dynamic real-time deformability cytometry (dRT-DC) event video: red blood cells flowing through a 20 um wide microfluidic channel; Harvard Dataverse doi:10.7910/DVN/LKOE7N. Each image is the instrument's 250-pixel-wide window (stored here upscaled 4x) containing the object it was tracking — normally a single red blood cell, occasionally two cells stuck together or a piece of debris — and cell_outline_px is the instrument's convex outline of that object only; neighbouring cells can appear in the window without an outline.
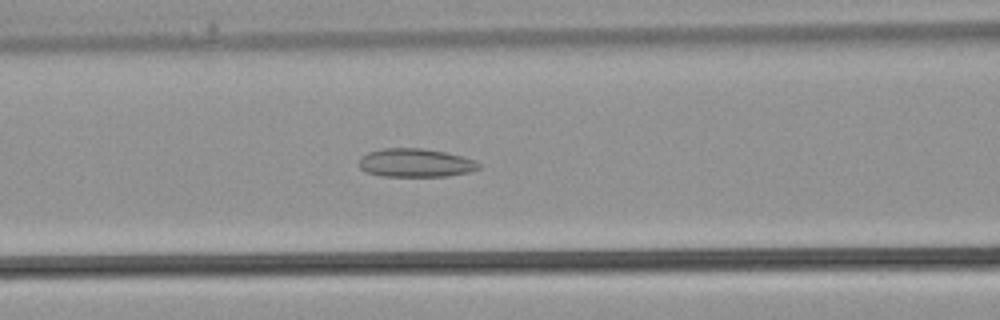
{"species": "common noctule bat (a hibernating species)", "species_latin": "Nyctalus noctula", "temperature_condition": "warm", "stored_images_in_passage": 31, "camera_frame_rate_fps": 3000, "um_per_image_px": 0.085, "animal": {"sex": "male", "body_mass_g": 21.5, "forearm_length_mm": 52.0}, "frame": {"image": 1, "passage_image": 9, "time_ms": 2.667, "image_size_px": [1000, 320], "cell_outline_px": [[480, 168], [472, 172], [448, 176], [380, 176], [368, 172], [360, 168], [360, 156], [368, 152], [384, 148], [420, 148], [444, 152], [476, 160], [480, 164]], "centroid_in_image_um": [35.34, 13.85], "position_along_channel_um": 131.3, "area_um2": 19.88}}
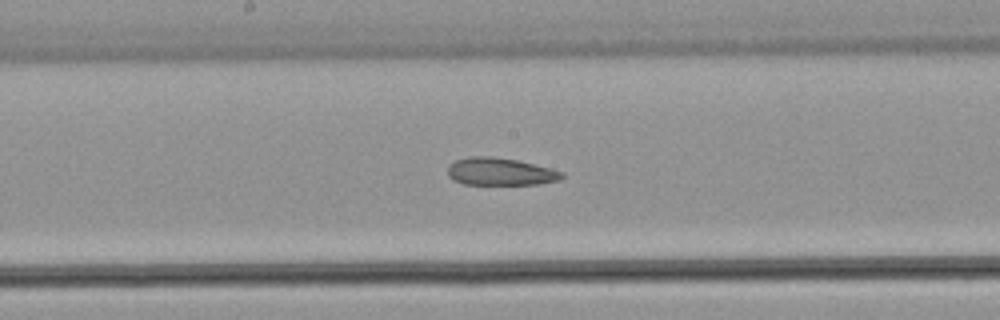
{"frame": {"image": 2, "passage_image": 13, "time_ms": 4.0, "image_size_px": [1000, 320], "cell_outline_px": [[564, 176], [560, 180], [540, 184], [464, 184], [452, 180], [448, 176], [448, 168], [456, 160], [468, 156], [488, 156], [516, 160], [552, 168], [564, 172]], "centroid_in_image_um": [42.55, 14.59], "position_along_channel_um": 205.7, "area_um2": 18.32}}
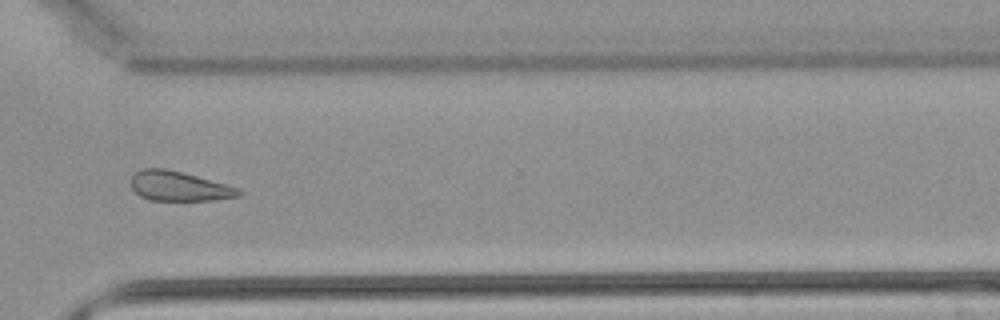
{"frame": {"image": 3, "passage_image": 21, "time_ms": 6.667, "image_size_px": [1000, 320], "cell_outline_px": [[244, 192], [240, 196], [216, 200], [152, 200], [140, 196], [132, 188], [132, 176], [136, 172], [144, 168], [164, 168], [196, 176], [240, 188]], "centroid_in_image_um": [15.26, 15.84], "position_along_channel_um": 355.3, "area_um2": 18.44}}